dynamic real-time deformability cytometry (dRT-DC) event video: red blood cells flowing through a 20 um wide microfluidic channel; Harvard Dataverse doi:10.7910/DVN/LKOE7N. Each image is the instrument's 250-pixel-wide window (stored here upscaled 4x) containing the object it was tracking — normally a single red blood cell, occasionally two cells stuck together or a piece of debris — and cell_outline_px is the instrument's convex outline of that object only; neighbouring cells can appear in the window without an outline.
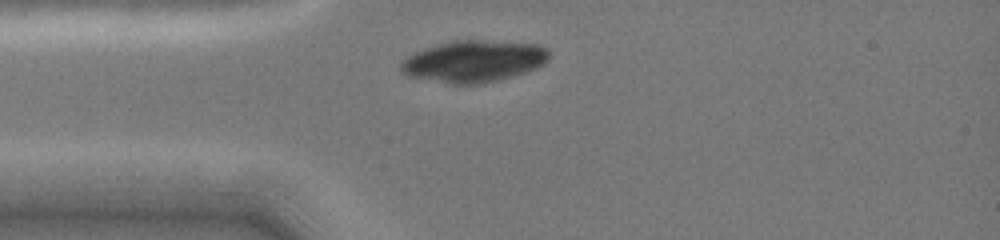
{"species": "common noctule bat (a hibernating species)", "species_latin": "Nyctalus noctula", "temperature_condition": "cold", "stored_images_in_passage": 2, "camera_frame_rate_fps": 3000, "um_per_image_px": 0.085, "animal": {"sex": "female", "body_mass_g": 19.0, "forearm_length_mm": 51.5}, "frame": {"image": 1, "passage_image": 1, "time_ms": 0.0, "image_size_px": [1000, 240], "cell_outline_px": [[548, 60], [544, 64], [536, 68], [512, 76], [480, 84], [448, 84], [408, 76], [400, 68], [400, 64], [408, 56], [424, 48], [456, 40], [480, 40], [536, 44], [544, 48], [548, 52]], "centroid_in_image_um": [40.25, 5.22], "position_along_channel_um": 44.7, "area_um2": 35.6}}